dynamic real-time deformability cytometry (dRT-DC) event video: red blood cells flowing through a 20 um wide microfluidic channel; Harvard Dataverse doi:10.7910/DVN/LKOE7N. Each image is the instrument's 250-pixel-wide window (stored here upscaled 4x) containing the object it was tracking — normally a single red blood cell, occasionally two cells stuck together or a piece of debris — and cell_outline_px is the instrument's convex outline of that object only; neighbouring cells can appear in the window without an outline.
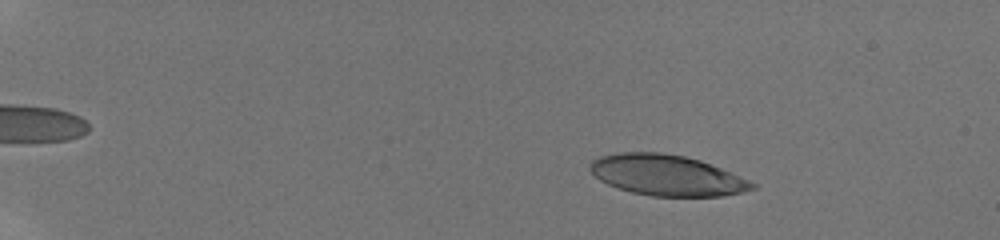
{"species": "human", "species_latin": "Homo sapiens", "temperature_condition": "room temperature", "stored_images_in_passage": 55, "camera_frame_rate_fps": 3000, "um_per_image_px": 0.085, "donor": {"sex": "male"}, "frame": {"image": 1, "passage_image": 10, "time_ms": 3.0, "image_size_px": [1000, 240], "cell_outline_px": [[756, 188], [724, 196], [652, 196], [632, 192], [608, 184], [600, 180], [588, 168], [588, 164], [592, 160], [600, 156], [620, 152], [660, 152], [684, 156], [700, 160], [720, 168], [748, 180], [756, 184]], "centroid_in_image_um": [56.65, 14.89], "position_along_channel_um": 28.4, "area_um2": 38.21}}
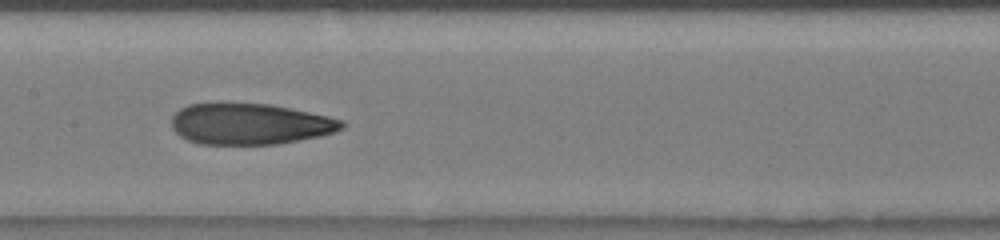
{"frame": {"image": 2, "passage_image": 32, "time_ms": 10.333, "image_size_px": [1000, 240], "cell_outline_px": [[344, 128], [320, 136], [280, 144], [200, 144], [188, 140], [180, 136], [172, 128], [172, 116], [180, 108], [188, 104], [272, 104], [328, 116], [344, 120]], "centroid_in_image_um": [21.25, 10.54], "position_along_channel_um": 186.1, "area_um2": 40.63}}
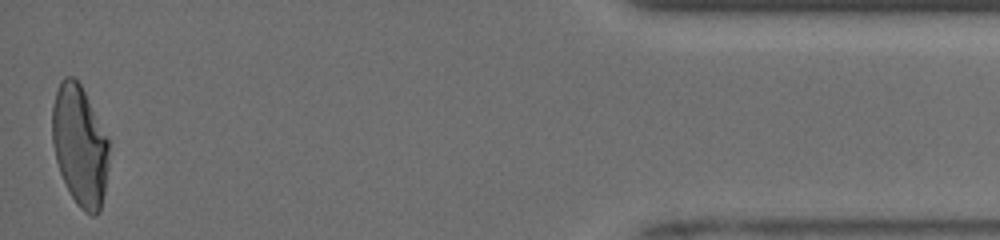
{"frame": {"image": 3, "passage_image": 55, "time_ms": 18.0, "image_size_px": [1000, 240], "cell_outline_px": [[108, 168], [104, 192], [100, 212], [96, 216], [92, 216], [84, 212], [76, 204], [60, 172], [56, 160], [52, 140], [52, 108], [56, 92], [60, 80], [64, 76], [72, 76], [80, 84], [108, 140]], "centroid_in_image_um": [6.77, 12.41], "position_along_channel_um": 428.4, "area_um2": 39.42}, "authors_computed_cell_mechanics": {"area_um2": 39.882, "velocity_mm_per_s": 3.9562, "shape_relaxation_time_tau1_ms": 6.7039, "shape_relaxation_time_tau2_ms": 1.7081, "deformation_change_tau1": 0.2315, "deformation_change_tau2": 0.0968}}